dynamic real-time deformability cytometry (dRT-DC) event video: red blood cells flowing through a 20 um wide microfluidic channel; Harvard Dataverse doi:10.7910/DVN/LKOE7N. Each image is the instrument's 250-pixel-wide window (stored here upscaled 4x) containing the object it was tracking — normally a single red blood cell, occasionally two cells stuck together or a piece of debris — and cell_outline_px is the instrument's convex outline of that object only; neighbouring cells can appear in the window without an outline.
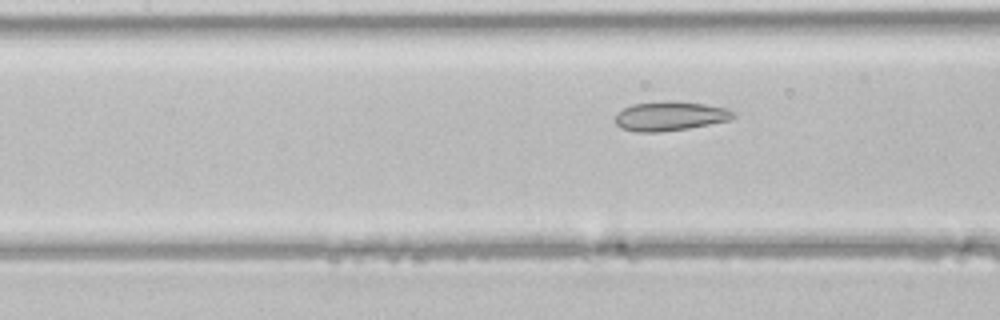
{"species": "common noctule bat (a hibernating species)", "species_latin": "Nyctalus noctula", "temperature_condition": "room temperature", "stored_images_in_passage": 17, "camera_frame_rate_fps": 3000, "um_per_image_px": 0.085, "animal": {"sex": "male", "body_mass_g": 21.5, "forearm_length_mm": 52.0}, "frame": {"image": 1, "passage_image": 17, "time_ms": 5.333, "image_size_px": [1000, 320], "cell_outline_px": [[736, 116], [728, 120], [688, 128], [660, 132], [636, 132], [620, 128], [612, 120], [624, 108], [632, 104], [668, 100], [676, 100], [704, 104], [724, 108], [736, 112]], "centroid_in_image_um": [56.92, 9.86], "position_along_channel_um": 150.5, "area_um2": 20.23}}